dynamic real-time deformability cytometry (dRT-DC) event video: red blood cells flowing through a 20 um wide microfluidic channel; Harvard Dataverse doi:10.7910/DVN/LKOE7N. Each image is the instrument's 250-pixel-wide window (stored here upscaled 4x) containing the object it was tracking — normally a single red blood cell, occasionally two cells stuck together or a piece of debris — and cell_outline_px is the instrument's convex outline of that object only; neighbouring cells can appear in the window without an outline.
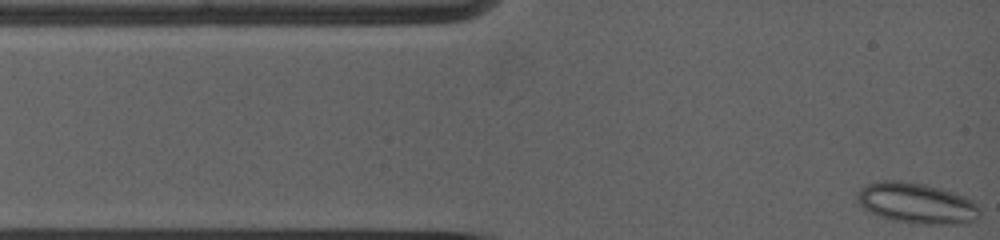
{"species": "common noctule bat (a hibernating species)", "species_latin": "Nyctalus noctula", "temperature_condition": "warm", "stored_images_in_passage": 29, "camera_frame_rate_fps": 5000, "um_per_image_px": 0.085, "animal": {"sex": "female", "body_mass_g": 19.0, "forearm_length_mm": 53.3}, "frame": {"image": 1, "passage_image": 1, "time_ms": 0.0, "image_size_px": [1000, 240], "cell_outline_px": [[980, 216], [976, 220], [960, 224], [916, 224], [892, 220], [880, 216], [864, 208], [856, 200], [856, 192], [860, 188], [868, 184], [880, 180], [900, 180], [924, 184], [940, 188], [964, 196], [972, 200], [976, 204], [980, 212]], "centroid_in_image_um": [77.91, 17.27], "position_along_channel_um": 7.1, "area_um2": 29.19}}
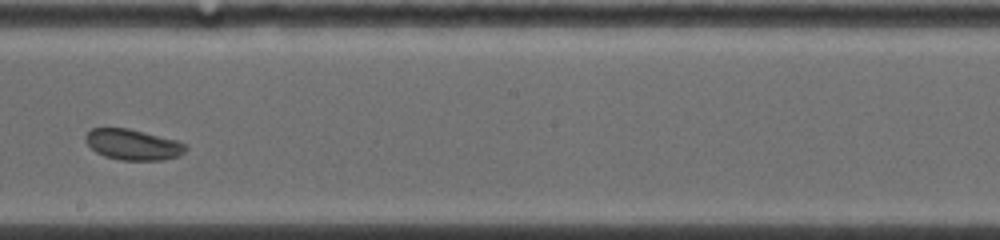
{"frame": {"image": 2, "passage_image": 18, "time_ms": 7.2, "image_size_px": [1000, 240], "cell_outline_px": [[188, 148], [180, 156], [164, 160], [120, 160], [104, 156], [96, 152], [84, 140], [84, 136], [92, 128], [128, 128], [176, 140], [184, 144]], "centroid_in_image_um": [11.29, 12.3], "position_along_channel_um": 236.9, "area_um2": 17.92}}
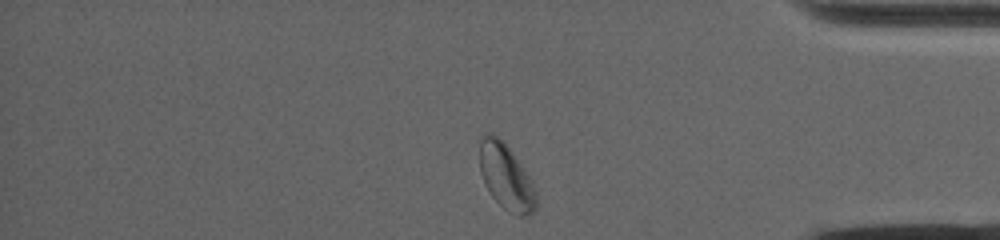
{"frame": {"image": 3, "passage_image": 29, "time_ms": 11.8, "image_size_px": [1000, 240], "cell_outline_px": [[536, 208], [528, 216], [520, 216], [508, 212], [492, 196], [484, 184], [480, 172], [480, 140], [484, 132], [488, 132], [496, 136], [508, 148], [532, 180], [536, 192]], "centroid_in_image_um": [43.01, 15.06], "position_along_channel_um": 392.2, "area_um2": 21.39}, "authors_computed_cell_mechanics": {"area_um2": 18.9584, "velocity_mm_per_s": 3.8676, "shape_relaxation_time_tau1_ms": 11.0768, "shape_relaxation_time_tau2_ms": 0.7051, "deformation_change_tau1": 0.0893, "deformation_change_tau2": 0.0322}}